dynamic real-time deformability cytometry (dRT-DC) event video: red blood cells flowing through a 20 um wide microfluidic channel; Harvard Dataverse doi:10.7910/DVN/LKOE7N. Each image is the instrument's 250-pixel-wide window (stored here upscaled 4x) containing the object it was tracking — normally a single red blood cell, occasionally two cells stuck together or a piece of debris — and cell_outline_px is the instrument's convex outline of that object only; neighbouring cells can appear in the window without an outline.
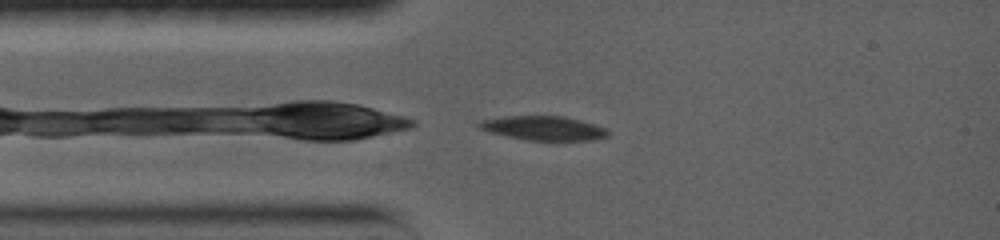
{"species": "common noctule bat (a hibernating species)", "species_latin": "Nyctalus noctula", "temperature_condition": "warm", "stored_images_in_passage": 4, "camera_frame_rate_fps": 5000, "um_per_image_px": 0.085, "animal": {"sex": "female", "body_mass_g": 19.0, "forearm_length_mm": 56.7}, "frame": {"image": 1, "passage_image": 1, "time_ms": 0.0, "image_size_px": [1000, 240], "cell_outline_px": [[608, 136], [592, 140], [528, 140], [508, 136], [476, 128], [476, 124], [480, 120], [504, 116], [564, 116], [580, 120], [608, 128]], "centroid_in_image_um": [46.19, 10.88], "position_along_channel_um": 38.8, "area_um2": 18.15}}
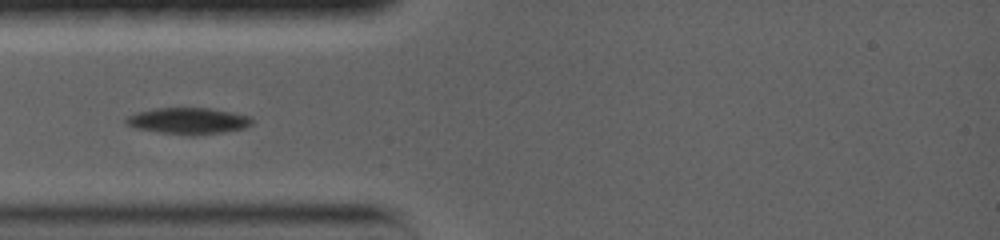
{"frame": {"image": 2, "passage_image": 2, "time_ms": 1.0, "image_size_px": [1000, 240], "cell_outline_px": [[252, 124], [244, 128], [224, 132], [196, 136], [188, 136], [160, 132], [136, 128], [124, 124], [124, 116], [136, 112], [156, 108], [212, 108], [232, 112], [248, 116], [252, 120]], "centroid_in_image_um": [15.95, 10.28], "position_along_channel_um": 69.1, "area_um2": 19.65}}
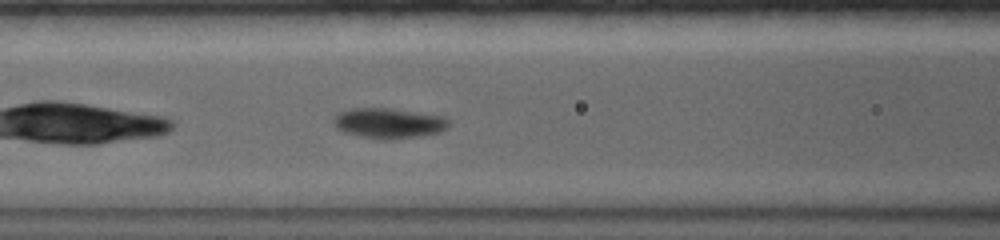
{"frame": {"image": 3, "passage_image": 4, "time_ms": 2.8, "image_size_px": [1000, 240], "cell_outline_px": [[448, 128], [440, 132], [420, 136], [392, 140], [384, 140], [360, 136], [344, 132], [336, 128], [332, 124], [332, 116], [340, 112], [352, 108], [392, 108], [444, 116], [448, 120]], "centroid_in_image_um": [33.01, 10.47], "position_along_channel_um": 133.6, "area_um2": 20.63}}